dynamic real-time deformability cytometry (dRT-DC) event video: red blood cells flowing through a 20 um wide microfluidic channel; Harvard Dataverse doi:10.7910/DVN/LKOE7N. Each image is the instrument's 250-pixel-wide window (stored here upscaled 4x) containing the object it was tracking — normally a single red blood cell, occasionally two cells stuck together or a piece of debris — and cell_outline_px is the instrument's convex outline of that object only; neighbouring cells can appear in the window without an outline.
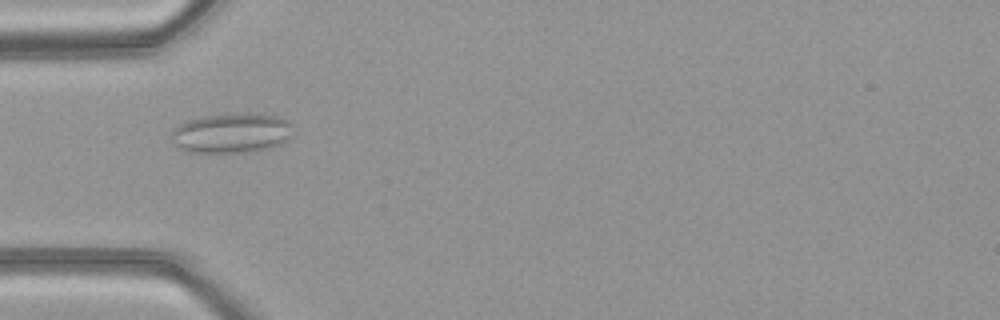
{"species": "common noctule bat (a hibernating species)", "species_latin": "Nyctalus noctula", "temperature_condition": "warm", "stored_images_in_passage": 50, "camera_frame_rate_fps": 3000, "um_per_image_px": 0.085, "animal": {"sex": "female", "body_mass_g": 21.9}, "frame": {"image": 1, "passage_image": 16, "time_ms": 5.0, "image_size_px": [1000, 320], "cell_outline_px": [[292, 136], [288, 140], [272, 148], [252, 152], [188, 152], [172, 144], [172, 128], [188, 120], [204, 116], [256, 112], [276, 116], [288, 120], [292, 124]], "centroid_in_image_um": [19.72, 11.31], "position_along_channel_um": 65.3, "area_um2": 28.67}}
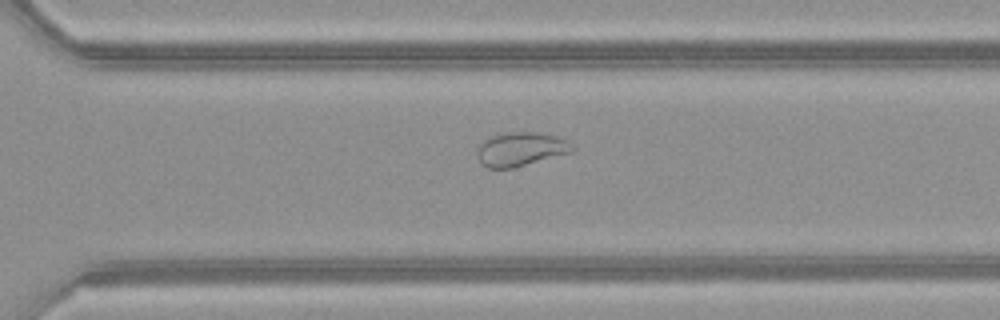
{"frame": {"image": 2, "passage_image": 35, "time_ms": 11.333, "image_size_px": [1000, 320], "cell_outline_px": [[576, 148], [572, 152], [512, 168], [488, 168], [480, 164], [476, 156], [476, 152], [480, 144], [488, 136], [496, 132], [536, 132], [556, 136], [572, 144]], "centroid_in_image_um": [44.19, 12.67], "position_along_channel_um": 326.4, "area_um2": 19.02}}
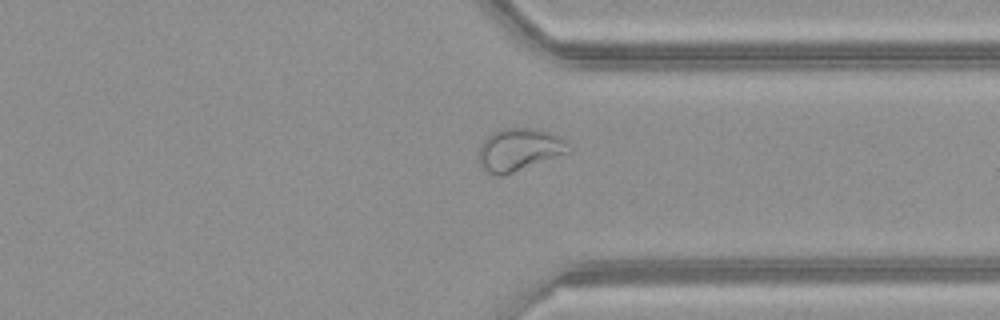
{"frame": {"image": 3, "passage_image": 38, "time_ms": 12.333, "image_size_px": [1000, 320], "cell_outline_px": [[572, 148], [568, 152], [504, 176], [496, 176], [488, 172], [480, 164], [480, 144], [492, 132], [500, 128], [536, 128], [560, 136]], "centroid_in_image_um": [44.13, 12.71], "position_along_channel_um": 367.3, "area_um2": 22.14}, "authors_computed_cell_mechanics": {"area_um2": 25.9811, "velocity_mm_per_s": 4.1202, "shape_relaxation_time_tau1_ms": null, "shape_relaxation_time_tau2_ms": 0.7898, "deformation_change_tau1": null, "deformation_change_tau2": 0.0738}}